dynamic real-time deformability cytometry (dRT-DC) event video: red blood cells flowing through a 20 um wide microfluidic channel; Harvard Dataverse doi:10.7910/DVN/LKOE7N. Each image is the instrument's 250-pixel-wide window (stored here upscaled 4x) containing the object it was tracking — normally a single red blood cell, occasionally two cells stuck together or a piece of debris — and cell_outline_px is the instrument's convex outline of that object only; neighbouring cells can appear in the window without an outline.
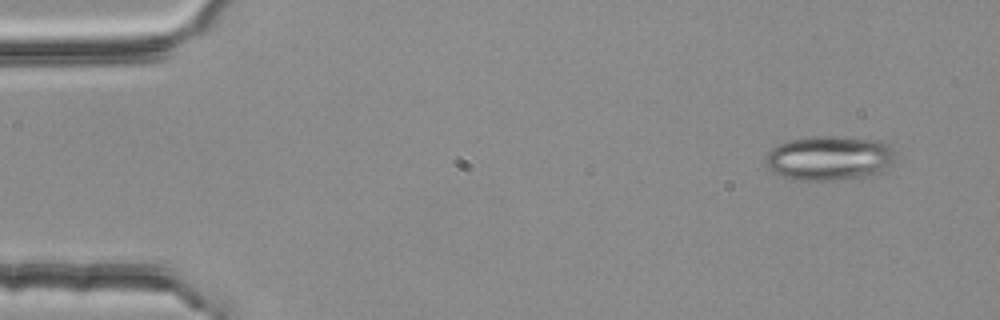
{"species": "common noctule bat (a hibernating species)", "species_latin": "Nyctalus noctula", "temperature_condition": "room temperature", "stored_images_in_passage": 4, "camera_frame_rate_fps": 3000, "um_per_image_px": 0.085, "animal": {"sex": "female", "body_mass_g": 25.1}, "frame": {"image": 1, "passage_image": 1, "time_ms": 0.0, "image_size_px": [1000, 320], "cell_outline_px": [[896, 156], [876, 176], [828, 180], [804, 180], [784, 176], [772, 172], [764, 164], [764, 156], [772, 148], [788, 140], [812, 136], [832, 136], [884, 140], [896, 148]], "centroid_in_image_um": [70.53, 13.42], "position_along_channel_um": 14.5, "area_um2": 34.1}}